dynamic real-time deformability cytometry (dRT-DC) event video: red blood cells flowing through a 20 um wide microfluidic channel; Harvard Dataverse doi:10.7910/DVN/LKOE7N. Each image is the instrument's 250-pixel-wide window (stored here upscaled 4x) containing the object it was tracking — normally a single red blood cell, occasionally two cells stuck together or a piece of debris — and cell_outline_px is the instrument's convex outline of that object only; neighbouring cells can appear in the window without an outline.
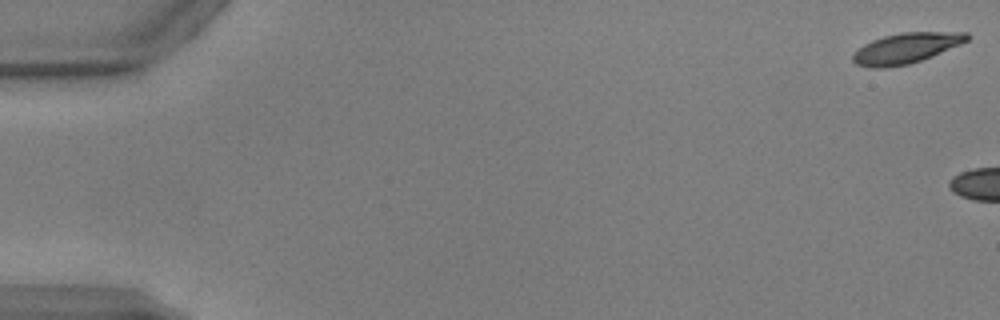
{"species": "common noctule bat (a hibernating species)", "species_latin": "Nyctalus noctula", "temperature_condition": "warm", "stored_images_in_passage": 8, "camera_frame_rate_fps": 3000, "um_per_image_px": 0.085, "animal": {"sex": "male", "body_mass_g": 17.9, "forearm_length_mm": 54.2}, "frame": {"image": 1, "passage_image": 1, "time_ms": 0.0, "image_size_px": [1000, 320], "cell_outline_px": [[968, 40], [960, 44], [932, 56], [908, 64], [884, 68], [872, 68], [856, 64], [852, 60], [852, 52], [864, 44], [872, 40], [884, 36], [900, 32], [968, 32]], "centroid_in_image_um": [76.97, 4.09], "position_along_channel_um": 8.0, "area_um2": 20.17}}